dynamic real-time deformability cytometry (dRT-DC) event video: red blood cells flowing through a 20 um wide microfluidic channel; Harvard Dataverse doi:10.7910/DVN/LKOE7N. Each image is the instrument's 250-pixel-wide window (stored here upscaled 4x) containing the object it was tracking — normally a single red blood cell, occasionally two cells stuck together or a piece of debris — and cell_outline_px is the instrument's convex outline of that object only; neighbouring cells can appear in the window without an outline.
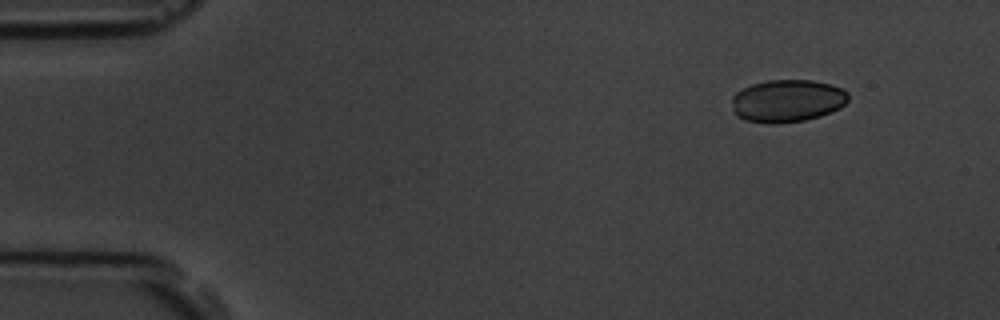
{"species": "common noctule bat (a hibernating species)", "species_latin": "Nyctalus noctula", "temperature_condition": "room temperature", "stored_images_in_passage": 4, "camera_frame_rate_fps": 3000, "um_per_image_px": 0.085, "animal": {"sex": "male", "body_mass_g": 19.5, "forearm_length_mm": 54.6}, "frame": {"image": 1, "passage_image": 1, "time_ms": 0.0, "image_size_px": [1000, 320], "cell_outline_px": [[848, 100], [840, 108], [820, 116], [804, 120], [776, 124], [768, 124], [744, 120], [736, 116], [732, 100], [732, 96], [736, 92], [752, 84], [768, 80], [812, 80], [832, 84], [844, 88], [848, 92]], "centroid_in_image_um": [66.94, 8.57], "position_along_channel_um": 18.1, "area_um2": 29.07}}
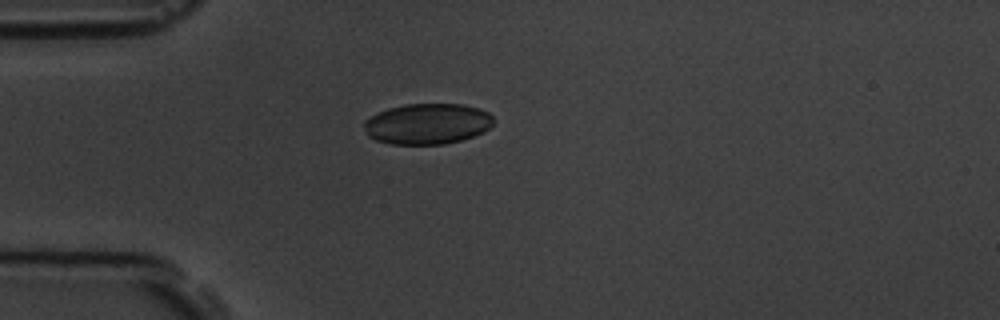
{"frame": {"image": 2, "passage_image": 3, "time_ms": 3.0, "image_size_px": [1000, 320], "cell_outline_px": [[492, 124], [484, 132], [460, 140], [444, 144], [392, 144], [376, 140], [368, 136], [364, 128], [364, 120], [388, 108], [404, 104], [464, 104], [480, 108], [488, 112], [492, 116]], "centroid_in_image_um": [36.33, 10.52], "position_along_channel_um": 48.7, "area_um2": 30.69}}